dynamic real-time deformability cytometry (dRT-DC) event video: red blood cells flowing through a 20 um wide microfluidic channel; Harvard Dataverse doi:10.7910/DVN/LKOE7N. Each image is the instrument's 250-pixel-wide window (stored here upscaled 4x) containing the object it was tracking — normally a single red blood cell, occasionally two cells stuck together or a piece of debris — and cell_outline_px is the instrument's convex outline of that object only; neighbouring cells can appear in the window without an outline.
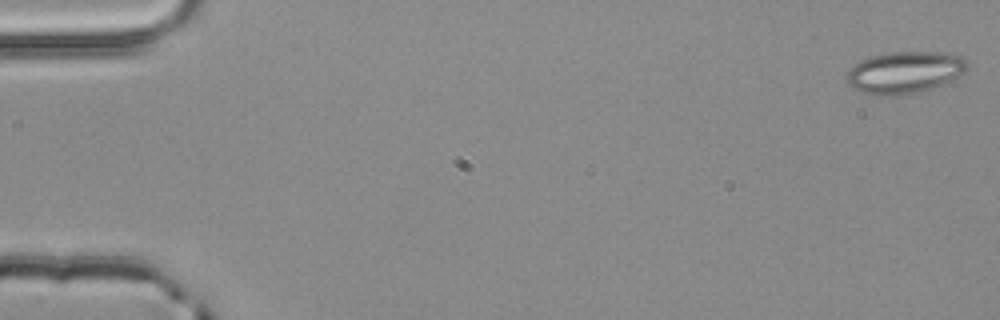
{"species": "common noctule bat (a hibernating species)", "species_latin": "Nyctalus noctula", "temperature_condition": "room temperature", "stored_images_in_passage": 4, "camera_frame_rate_fps": 3000, "um_per_image_px": 0.085, "animal": {"sex": "male", "body_mass_g": 20.4}, "frame": {"image": 1, "passage_image": 1, "time_ms": 0.0, "image_size_px": [1000, 320], "cell_outline_px": [[968, 68], [964, 72], [932, 88], [920, 92], [900, 96], [880, 96], [864, 92], [852, 88], [844, 80], [848, 72], [860, 60], [872, 56], [888, 52], [940, 52], [964, 56], [968, 60]], "centroid_in_image_um": [76.89, 6.15], "position_along_channel_um": 8.1, "area_um2": 29.54}}